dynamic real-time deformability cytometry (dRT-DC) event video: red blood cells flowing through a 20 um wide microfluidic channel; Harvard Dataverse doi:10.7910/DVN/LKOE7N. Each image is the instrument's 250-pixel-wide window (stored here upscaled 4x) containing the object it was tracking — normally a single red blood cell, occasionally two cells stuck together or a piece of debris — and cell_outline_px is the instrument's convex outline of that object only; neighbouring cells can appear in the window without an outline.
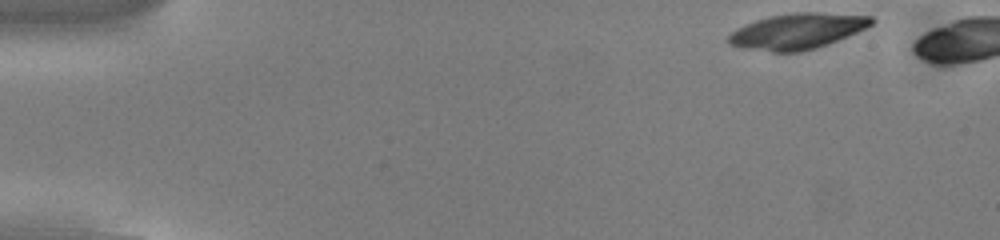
{"species": "common noctule bat (a hibernating species)", "species_latin": "Nyctalus noctula", "temperature_condition": "cold", "stored_images_in_passage": 44, "camera_frame_rate_fps": 3000, "um_per_image_px": 0.085, "animal": {"sex": "male", "body_mass_g": 13.0, "forearm_length_mm": 53.1}, "frame": {"image": 1, "passage_image": 1, "time_ms": 0.0, "image_size_px": [1000, 240], "cell_outline_px": [[876, 20], [872, 24], [856, 32], [828, 44], [816, 48], [800, 52], [772, 52], [744, 48], [728, 44], [728, 36], [736, 28], [744, 24], [756, 20], [772, 16], [796, 12], [820, 12], [872, 16]], "centroid_in_image_um": [67.76, 2.65], "position_along_channel_um": 17.2, "area_um2": 29.65}}
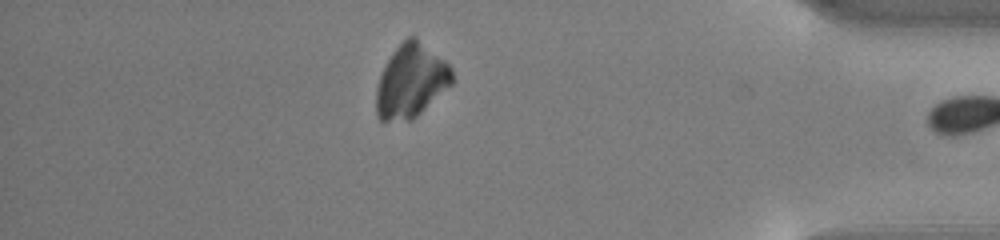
{"frame": {"image": 2, "passage_image": 43, "time_ms": 14.0, "image_size_px": [1000, 240], "cell_outline_px": [[452, 84], [412, 120], [380, 120], [376, 116], [376, 88], [380, 76], [392, 52], [408, 36], [416, 36], [444, 60], [452, 68]], "centroid_in_image_um": [34.93, 6.88], "position_along_channel_um": 400.3, "area_um2": 32.14}}